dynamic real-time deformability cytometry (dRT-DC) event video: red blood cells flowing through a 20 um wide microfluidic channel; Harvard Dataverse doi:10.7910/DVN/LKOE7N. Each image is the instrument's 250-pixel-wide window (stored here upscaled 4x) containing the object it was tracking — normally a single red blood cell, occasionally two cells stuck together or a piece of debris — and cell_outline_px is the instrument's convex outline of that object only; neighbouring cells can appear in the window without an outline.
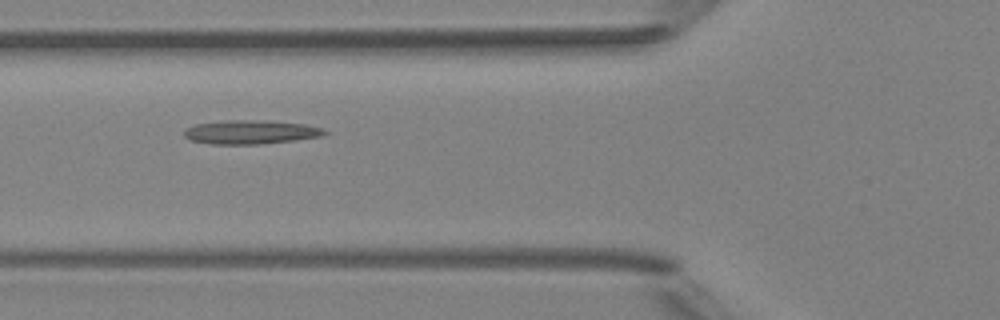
{"species": "Egyptian fruit bat (a non-hibernating species)", "species_latin": "Rousettus aegyptiacus", "temperature_condition": "room temperature", "stored_images_in_passage": 5, "camera_frame_rate_fps": 3000, "um_per_image_px": 0.085, "animal": {"sex": "female"}, "frame": {"image": 1, "passage_image": 3, "time_ms": 2.333, "image_size_px": [1000, 320], "cell_outline_px": [[328, 132], [324, 136], [296, 140], [260, 144], [212, 144], [188, 140], [184, 136], [184, 128], [196, 124], [224, 120], [268, 120], [304, 124], [324, 128]], "centroid_in_image_um": [21.31, 11.22], "position_along_channel_um": 104.5, "area_um2": 19.83}}
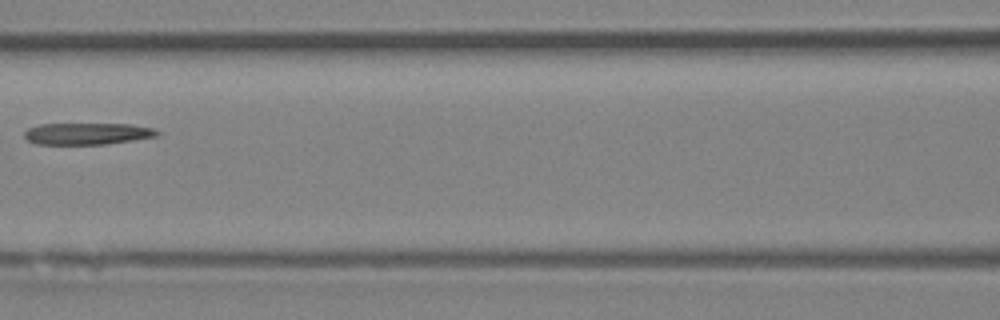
{"frame": {"image": 2, "passage_image": 4, "time_ms": 3.667, "image_size_px": [1000, 320], "cell_outline_px": [[160, 136], [108, 144], [36, 144], [28, 140], [24, 136], [24, 132], [28, 128], [40, 124], [132, 124], [156, 128], [160, 132]], "centroid_in_image_um": [7.49, 11.36], "position_along_channel_um": 159.1, "area_um2": 16.99}}
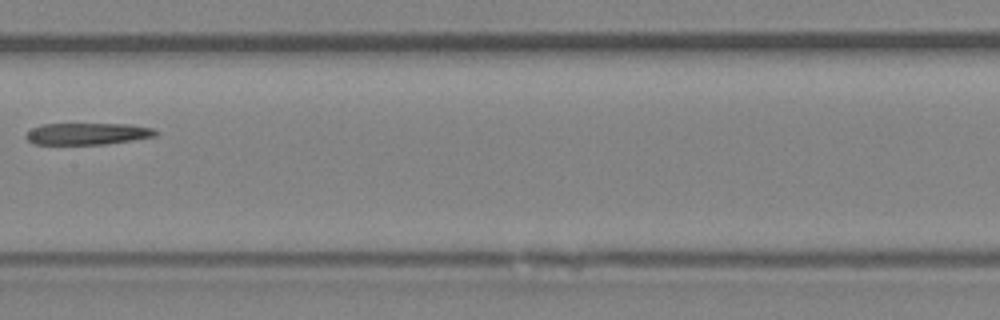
{"frame": {"image": 3, "passage_image": 5, "time_ms": 4.667, "image_size_px": [1000, 320], "cell_outline_px": [[160, 132], [156, 136], [132, 140], [104, 144], [36, 144], [28, 140], [24, 136], [32, 128], [40, 124], [132, 124], [152, 128]], "centroid_in_image_um": [7.46, 11.36], "position_along_channel_um": 199.9, "area_um2": 16.42}}